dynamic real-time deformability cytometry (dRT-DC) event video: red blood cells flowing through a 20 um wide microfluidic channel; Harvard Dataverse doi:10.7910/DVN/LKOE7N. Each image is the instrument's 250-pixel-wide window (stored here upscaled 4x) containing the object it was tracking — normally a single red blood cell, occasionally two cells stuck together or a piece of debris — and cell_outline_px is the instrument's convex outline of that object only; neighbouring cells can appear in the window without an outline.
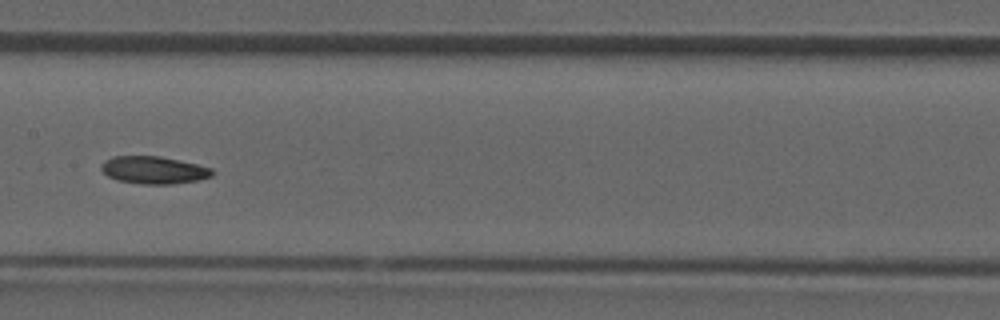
{"species": "common noctule bat (a hibernating species)", "species_latin": "Nyctalus noctula", "temperature_condition": "room temperature", "stored_images_in_passage": 29, "camera_frame_rate_fps": 3000, "um_per_image_px": 0.085, "animal": {"sex": "male", "forearm_length_mm": 52.5}, "frame": {"image": 1, "passage_image": 9, "time_ms": 2.667, "image_size_px": [1000, 320], "cell_outline_px": [[212, 176], [200, 180], [172, 184], [140, 184], [116, 180], [108, 176], [100, 168], [100, 164], [104, 160], [112, 156], [160, 156], [196, 164], [212, 168]], "centroid_in_image_um": [13.03, 14.46], "position_along_channel_um": 194.4, "area_um2": 17.86}}